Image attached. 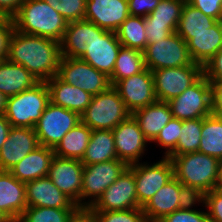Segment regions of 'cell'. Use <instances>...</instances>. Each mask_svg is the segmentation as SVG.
<instances>
[{"label":"cell","mask_w":222,"mask_h":222,"mask_svg":"<svg viewBox=\"0 0 222 222\" xmlns=\"http://www.w3.org/2000/svg\"><path fill=\"white\" fill-rule=\"evenodd\" d=\"M61 58L59 42L13 31L7 60L24 66L39 82H46L58 74Z\"/></svg>","instance_id":"1"},{"label":"cell","mask_w":222,"mask_h":222,"mask_svg":"<svg viewBox=\"0 0 222 222\" xmlns=\"http://www.w3.org/2000/svg\"><path fill=\"white\" fill-rule=\"evenodd\" d=\"M15 30L60 43L68 22L44 0H25L13 17Z\"/></svg>","instance_id":"2"},{"label":"cell","mask_w":222,"mask_h":222,"mask_svg":"<svg viewBox=\"0 0 222 222\" xmlns=\"http://www.w3.org/2000/svg\"><path fill=\"white\" fill-rule=\"evenodd\" d=\"M174 177L184 185L209 193L217 182L218 159L195 151L181 155H169Z\"/></svg>","instance_id":"3"},{"label":"cell","mask_w":222,"mask_h":222,"mask_svg":"<svg viewBox=\"0 0 222 222\" xmlns=\"http://www.w3.org/2000/svg\"><path fill=\"white\" fill-rule=\"evenodd\" d=\"M49 103L46 82H38L32 88L8 97L4 115L11 127L34 128Z\"/></svg>","instance_id":"4"},{"label":"cell","mask_w":222,"mask_h":222,"mask_svg":"<svg viewBox=\"0 0 222 222\" xmlns=\"http://www.w3.org/2000/svg\"><path fill=\"white\" fill-rule=\"evenodd\" d=\"M131 113L126 109L117 90H107L93 95L90 104L81 114V122L91 130H112Z\"/></svg>","instance_id":"5"},{"label":"cell","mask_w":222,"mask_h":222,"mask_svg":"<svg viewBox=\"0 0 222 222\" xmlns=\"http://www.w3.org/2000/svg\"><path fill=\"white\" fill-rule=\"evenodd\" d=\"M128 167L119 159L84 165L79 207H91Z\"/></svg>","instance_id":"6"},{"label":"cell","mask_w":222,"mask_h":222,"mask_svg":"<svg viewBox=\"0 0 222 222\" xmlns=\"http://www.w3.org/2000/svg\"><path fill=\"white\" fill-rule=\"evenodd\" d=\"M173 118L189 120L213 114L211 83L202 75L179 96L167 102Z\"/></svg>","instance_id":"7"},{"label":"cell","mask_w":222,"mask_h":222,"mask_svg":"<svg viewBox=\"0 0 222 222\" xmlns=\"http://www.w3.org/2000/svg\"><path fill=\"white\" fill-rule=\"evenodd\" d=\"M143 56L145 67L150 71L194 64L187 43L176 32L158 43L147 44Z\"/></svg>","instance_id":"8"},{"label":"cell","mask_w":222,"mask_h":222,"mask_svg":"<svg viewBox=\"0 0 222 222\" xmlns=\"http://www.w3.org/2000/svg\"><path fill=\"white\" fill-rule=\"evenodd\" d=\"M80 122L78 113L50 102L34 127L39 145L54 149L64 135Z\"/></svg>","instance_id":"9"},{"label":"cell","mask_w":222,"mask_h":222,"mask_svg":"<svg viewBox=\"0 0 222 222\" xmlns=\"http://www.w3.org/2000/svg\"><path fill=\"white\" fill-rule=\"evenodd\" d=\"M157 101L168 102L193 85L202 75L203 67L197 63L189 66L162 68L152 71Z\"/></svg>","instance_id":"10"},{"label":"cell","mask_w":222,"mask_h":222,"mask_svg":"<svg viewBox=\"0 0 222 222\" xmlns=\"http://www.w3.org/2000/svg\"><path fill=\"white\" fill-rule=\"evenodd\" d=\"M57 76L67 84L80 87L92 96L107 90L109 77L80 58L62 57Z\"/></svg>","instance_id":"11"},{"label":"cell","mask_w":222,"mask_h":222,"mask_svg":"<svg viewBox=\"0 0 222 222\" xmlns=\"http://www.w3.org/2000/svg\"><path fill=\"white\" fill-rule=\"evenodd\" d=\"M129 168L134 172L137 200L141 207L174 177L172 162L165 157L153 164L144 161Z\"/></svg>","instance_id":"12"},{"label":"cell","mask_w":222,"mask_h":222,"mask_svg":"<svg viewBox=\"0 0 222 222\" xmlns=\"http://www.w3.org/2000/svg\"><path fill=\"white\" fill-rule=\"evenodd\" d=\"M121 46L115 32L101 29L93 23L92 39L80 59L110 77Z\"/></svg>","instance_id":"13"},{"label":"cell","mask_w":222,"mask_h":222,"mask_svg":"<svg viewBox=\"0 0 222 222\" xmlns=\"http://www.w3.org/2000/svg\"><path fill=\"white\" fill-rule=\"evenodd\" d=\"M112 132L118 159L128 166L140 163L149 141L145 138L133 115H129L123 122L119 123L112 129Z\"/></svg>","instance_id":"14"},{"label":"cell","mask_w":222,"mask_h":222,"mask_svg":"<svg viewBox=\"0 0 222 222\" xmlns=\"http://www.w3.org/2000/svg\"><path fill=\"white\" fill-rule=\"evenodd\" d=\"M113 87L117 90L126 109L131 114L157 101L154 92L153 74L147 68L138 74L119 80Z\"/></svg>","instance_id":"15"},{"label":"cell","mask_w":222,"mask_h":222,"mask_svg":"<svg viewBox=\"0 0 222 222\" xmlns=\"http://www.w3.org/2000/svg\"><path fill=\"white\" fill-rule=\"evenodd\" d=\"M141 207L138 204L134 172L128 167L91 206L93 210L118 211Z\"/></svg>","instance_id":"16"},{"label":"cell","mask_w":222,"mask_h":222,"mask_svg":"<svg viewBox=\"0 0 222 222\" xmlns=\"http://www.w3.org/2000/svg\"><path fill=\"white\" fill-rule=\"evenodd\" d=\"M84 165L81 160L54 156L48 177L78 207L82 190Z\"/></svg>","instance_id":"17"},{"label":"cell","mask_w":222,"mask_h":222,"mask_svg":"<svg viewBox=\"0 0 222 222\" xmlns=\"http://www.w3.org/2000/svg\"><path fill=\"white\" fill-rule=\"evenodd\" d=\"M39 146L35 128L11 127L0 149V171H9Z\"/></svg>","instance_id":"18"},{"label":"cell","mask_w":222,"mask_h":222,"mask_svg":"<svg viewBox=\"0 0 222 222\" xmlns=\"http://www.w3.org/2000/svg\"><path fill=\"white\" fill-rule=\"evenodd\" d=\"M129 15L127 0H87L84 19L101 29L116 32Z\"/></svg>","instance_id":"19"},{"label":"cell","mask_w":222,"mask_h":222,"mask_svg":"<svg viewBox=\"0 0 222 222\" xmlns=\"http://www.w3.org/2000/svg\"><path fill=\"white\" fill-rule=\"evenodd\" d=\"M25 194L28 207L78 208L48 176L25 183Z\"/></svg>","instance_id":"20"},{"label":"cell","mask_w":222,"mask_h":222,"mask_svg":"<svg viewBox=\"0 0 222 222\" xmlns=\"http://www.w3.org/2000/svg\"><path fill=\"white\" fill-rule=\"evenodd\" d=\"M27 207L25 183L9 171H0V210L11 221L17 222Z\"/></svg>","instance_id":"21"},{"label":"cell","mask_w":222,"mask_h":222,"mask_svg":"<svg viewBox=\"0 0 222 222\" xmlns=\"http://www.w3.org/2000/svg\"><path fill=\"white\" fill-rule=\"evenodd\" d=\"M46 84L52 104L76 112L80 116L91 102L92 95L89 92L65 83L57 75L48 79Z\"/></svg>","instance_id":"22"},{"label":"cell","mask_w":222,"mask_h":222,"mask_svg":"<svg viewBox=\"0 0 222 222\" xmlns=\"http://www.w3.org/2000/svg\"><path fill=\"white\" fill-rule=\"evenodd\" d=\"M54 156L53 148L40 145L22 158L9 172L24 183L47 177Z\"/></svg>","instance_id":"23"},{"label":"cell","mask_w":222,"mask_h":222,"mask_svg":"<svg viewBox=\"0 0 222 222\" xmlns=\"http://www.w3.org/2000/svg\"><path fill=\"white\" fill-rule=\"evenodd\" d=\"M180 182L173 177L142 207L147 222H159L179 210Z\"/></svg>","instance_id":"24"},{"label":"cell","mask_w":222,"mask_h":222,"mask_svg":"<svg viewBox=\"0 0 222 222\" xmlns=\"http://www.w3.org/2000/svg\"><path fill=\"white\" fill-rule=\"evenodd\" d=\"M187 47L194 63L204 67L222 49V21L204 32L191 33Z\"/></svg>","instance_id":"25"},{"label":"cell","mask_w":222,"mask_h":222,"mask_svg":"<svg viewBox=\"0 0 222 222\" xmlns=\"http://www.w3.org/2000/svg\"><path fill=\"white\" fill-rule=\"evenodd\" d=\"M145 138L153 143L161 129L173 118L167 102L156 101L132 113Z\"/></svg>","instance_id":"26"},{"label":"cell","mask_w":222,"mask_h":222,"mask_svg":"<svg viewBox=\"0 0 222 222\" xmlns=\"http://www.w3.org/2000/svg\"><path fill=\"white\" fill-rule=\"evenodd\" d=\"M39 81L22 65L0 61V91L8 98L32 88Z\"/></svg>","instance_id":"27"},{"label":"cell","mask_w":222,"mask_h":222,"mask_svg":"<svg viewBox=\"0 0 222 222\" xmlns=\"http://www.w3.org/2000/svg\"><path fill=\"white\" fill-rule=\"evenodd\" d=\"M93 22L79 20L69 22L60 41L62 57L80 58L92 39Z\"/></svg>","instance_id":"28"},{"label":"cell","mask_w":222,"mask_h":222,"mask_svg":"<svg viewBox=\"0 0 222 222\" xmlns=\"http://www.w3.org/2000/svg\"><path fill=\"white\" fill-rule=\"evenodd\" d=\"M118 159L112 130H92L90 141L81 160L83 165Z\"/></svg>","instance_id":"29"},{"label":"cell","mask_w":222,"mask_h":222,"mask_svg":"<svg viewBox=\"0 0 222 222\" xmlns=\"http://www.w3.org/2000/svg\"><path fill=\"white\" fill-rule=\"evenodd\" d=\"M91 134L92 130L87 125L83 122L78 123L56 145L53 149L54 154L62 158L82 160Z\"/></svg>","instance_id":"30"},{"label":"cell","mask_w":222,"mask_h":222,"mask_svg":"<svg viewBox=\"0 0 222 222\" xmlns=\"http://www.w3.org/2000/svg\"><path fill=\"white\" fill-rule=\"evenodd\" d=\"M199 152L222 159V119L215 113L202 118Z\"/></svg>","instance_id":"31"},{"label":"cell","mask_w":222,"mask_h":222,"mask_svg":"<svg viewBox=\"0 0 222 222\" xmlns=\"http://www.w3.org/2000/svg\"><path fill=\"white\" fill-rule=\"evenodd\" d=\"M218 20L203 14L199 9L185 3L176 33L187 43L191 33H201L214 26Z\"/></svg>","instance_id":"32"},{"label":"cell","mask_w":222,"mask_h":222,"mask_svg":"<svg viewBox=\"0 0 222 222\" xmlns=\"http://www.w3.org/2000/svg\"><path fill=\"white\" fill-rule=\"evenodd\" d=\"M143 52L121 46L112 75L109 77L111 86L119 80L128 78L145 69Z\"/></svg>","instance_id":"33"},{"label":"cell","mask_w":222,"mask_h":222,"mask_svg":"<svg viewBox=\"0 0 222 222\" xmlns=\"http://www.w3.org/2000/svg\"><path fill=\"white\" fill-rule=\"evenodd\" d=\"M115 33L122 46L142 52L147 46L145 17L129 15Z\"/></svg>","instance_id":"34"},{"label":"cell","mask_w":222,"mask_h":222,"mask_svg":"<svg viewBox=\"0 0 222 222\" xmlns=\"http://www.w3.org/2000/svg\"><path fill=\"white\" fill-rule=\"evenodd\" d=\"M202 118L182 120L176 149L170 155H181L198 151L201 139Z\"/></svg>","instance_id":"35"},{"label":"cell","mask_w":222,"mask_h":222,"mask_svg":"<svg viewBox=\"0 0 222 222\" xmlns=\"http://www.w3.org/2000/svg\"><path fill=\"white\" fill-rule=\"evenodd\" d=\"M76 209L27 206L17 222H68Z\"/></svg>","instance_id":"36"},{"label":"cell","mask_w":222,"mask_h":222,"mask_svg":"<svg viewBox=\"0 0 222 222\" xmlns=\"http://www.w3.org/2000/svg\"><path fill=\"white\" fill-rule=\"evenodd\" d=\"M184 4L179 0H161L145 18L150 23L178 25Z\"/></svg>","instance_id":"37"},{"label":"cell","mask_w":222,"mask_h":222,"mask_svg":"<svg viewBox=\"0 0 222 222\" xmlns=\"http://www.w3.org/2000/svg\"><path fill=\"white\" fill-rule=\"evenodd\" d=\"M69 23L84 20L87 0H44Z\"/></svg>","instance_id":"38"},{"label":"cell","mask_w":222,"mask_h":222,"mask_svg":"<svg viewBox=\"0 0 222 222\" xmlns=\"http://www.w3.org/2000/svg\"><path fill=\"white\" fill-rule=\"evenodd\" d=\"M182 129V120L172 118L160 131L156 139L153 141L157 143V146L165 149L163 152L165 155L162 157L167 158L177 146V142L180 136V130Z\"/></svg>","instance_id":"39"},{"label":"cell","mask_w":222,"mask_h":222,"mask_svg":"<svg viewBox=\"0 0 222 222\" xmlns=\"http://www.w3.org/2000/svg\"><path fill=\"white\" fill-rule=\"evenodd\" d=\"M98 222H147L142 207L128 210H94Z\"/></svg>","instance_id":"40"},{"label":"cell","mask_w":222,"mask_h":222,"mask_svg":"<svg viewBox=\"0 0 222 222\" xmlns=\"http://www.w3.org/2000/svg\"><path fill=\"white\" fill-rule=\"evenodd\" d=\"M179 209L184 210H196V204L205 203V193L197 188H193L188 185H184L180 182V192H179ZM193 208V209H192Z\"/></svg>","instance_id":"41"},{"label":"cell","mask_w":222,"mask_h":222,"mask_svg":"<svg viewBox=\"0 0 222 222\" xmlns=\"http://www.w3.org/2000/svg\"><path fill=\"white\" fill-rule=\"evenodd\" d=\"M198 210L179 209L165 216L159 222H209L206 209Z\"/></svg>","instance_id":"42"},{"label":"cell","mask_w":222,"mask_h":222,"mask_svg":"<svg viewBox=\"0 0 222 222\" xmlns=\"http://www.w3.org/2000/svg\"><path fill=\"white\" fill-rule=\"evenodd\" d=\"M178 25H165L159 23H150L145 18V31L147 44L158 43V41L167 38L172 33L176 32Z\"/></svg>","instance_id":"43"},{"label":"cell","mask_w":222,"mask_h":222,"mask_svg":"<svg viewBox=\"0 0 222 222\" xmlns=\"http://www.w3.org/2000/svg\"><path fill=\"white\" fill-rule=\"evenodd\" d=\"M209 222H222V196L215 190L205 194L204 206Z\"/></svg>","instance_id":"44"},{"label":"cell","mask_w":222,"mask_h":222,"mask_svg":"<svg viewBox=\"0 0 222 222\" xmlns=\"http://www.w3.org/2000/svg\"><path fill=\"white\" fill-rule=\"evenodd\" d=\"M14 30L15 24L13 18L5 16L0 21V61L7 59L9 41Z\"/></svg>","instance_id":"45"},{"label":"cell","mask_w":222,"mask_h":222,"mask_svg":"<svg viewBox=\"0 0 222 222\" xmlns=\"http://www.w3.org/2000/svg\"><path fill=\"white\" fill-rule=\"evenodd\" d=\"M189 4L199 9L203 14L222 21V0H191Z\"/></svg>","instance_id":"46"},{"label":"cell","mask_w":222,"mask_h":222,"mask_svg":"<svg viewBox=\"0 0 222 222\" xmlns=\"http://www.w3.org/2000/svg\"><path fill=\"white\" fill-rule=\"evenodd\" d=\"M203 75L209 82H222V49L203 67Z\"/></svg>","instance_id":"47"},{"label":"cell","mask_w":222,"mask_h":222,"mask_svg":"<svg viewBox=\"0 0 222 222\" xmlns=\"http://www.w3.org/2000/svg\"><path fill=\"white\" fill-rule=\"evenodd\" d=\"M161 0H127L128 10L132 16L146 17Z\"/></svg>","instance_id":"48"},{"label":"cell","mask_w":222,"mask_h":222,"mask_svg":"<svg viewBox=\"0 0 222 222\" xmlns=\"http://www.w3.org/2000/svg\"><path fill=\"white\" fill-rule=\"evenodd\" d=\"M68 222H98L91 207H78L69 217Z\"/></svg>","instance_id":"49"},{"label":"cell","mask_w":222,"mask_h":222,"mask_svg":"<svg viewBox=\"0 0 222 222\" xmlns=\"http://www.w3.org/2000/svg\"><path fill=\"white\" fill-rule=\"evenodd\" d=\"M25 0H0V11L8 16L14 17Z\"/></svg>","instance_id":"50"},{"label":"cell","mask_w":222,"mask_h":222,"mask_svg":"<svg viewBox=\"0 0 222 222\" xmlns=\"http://www.w3.org/2000/svg\"><path fill=\"white\" fill-rule=\"evenodd\" d=\"M212 88V110L215 113L222 107V82H210Z\"/></svg>","instance_id":"51"},{"label":"cell","mask_w":222,"mask_h":222,"mask_svg":"<svg viewBox=\"0 0 222 222\" xmlns=\"http://www.w3.org/2000/svg\"><path fill=\"white\" fill-rule=\"evenodd\" d=\"M11 128V124L6 119L4 114H0V149L4 144L5 140L7 139V135Z\"/></svg>","instance_id":"52"},{"label":"cell","mask_w":222,"mask_h":222,"mask_svg":"<svg viewBox=\"0 0 222 222\" xmlns=\"http://www.w3.org/2000/svg\"><path fill=\"white\" fill-rule=\"evenodd\" d=\"M7 97L0 91V114L6 111Z\"/></svg>","instance_id":"53"},{"label":"cell","mask_w":222,"mask_h":222,"mask_svg":"<svg viewBox=\"0 0 222 222\" xmlns=\"http://www.w3.org/2000/svg\"><path fill=\"white\" fill-rule=\"evenodd\" d=\"M216 186H222V159L218 161Z\"/></svg>","instance_id":"54"},{"label":"cell","mask_w":222,"mask_h":222,"mask_svg":"<svg viewBox=\"0 0 222 222\" xmlns=\"http://www.w3.org/2000/svg\"><path fill=\"white\" fill-rule=\"evenodd\" d=\"M0 222H11L0 210Z\"/></svg>","instance_id":"55"},{"label":"cell","mask_w":222,"mask_h":222,"mask_svg":"<svg viewBox=\"0 0 222 222\" xmlns=\"http://www.w3.org/2000/svg\"><path fill=\"white\" fill-rule=\"evenodd\" d=\"M220 196H222V186H216L214 189Z\"/></svg>","instance_id":"56"},{"label":"cell","mask_w":222,"mask_h":222,"mask_svg":"<svg viewBox=\"0 0 222 222\" xmlns=\"http://www.w3.org/2000/svg\"><path fill=\"white\" fill-rule=\"evenodd\" d=\"M215 114H217V115L222 119V107L219 108V109L215 112Z\"/></svg>","instance_id":"57"},{"label":"cell","mask_w":222,"mask_h":222,"mask_svg":"<svg viewBox=\"0 0 222 222\" xmlns=\"http://www.w3.org/2000/svg\"><path fill=\"white\" fill-rule=\"evenodd\" d=\"M6 15H4L1 11H0V21L5 17Z\"/></svg>","instance_id":"58"},{"label":"cell","mask_w":222,"mask_h":222,"mask_svg":"<svg viewBox=\"0 0 222 222\" xmlns=\"http://www.w3.org/2000/svg\"><path fill=\"white\" fill-rule=\"evenodd\" d=\"M179 1H182L184 3H189L191 0H179Z\"/></svg>","instance_id":"59"}]
</instances>
